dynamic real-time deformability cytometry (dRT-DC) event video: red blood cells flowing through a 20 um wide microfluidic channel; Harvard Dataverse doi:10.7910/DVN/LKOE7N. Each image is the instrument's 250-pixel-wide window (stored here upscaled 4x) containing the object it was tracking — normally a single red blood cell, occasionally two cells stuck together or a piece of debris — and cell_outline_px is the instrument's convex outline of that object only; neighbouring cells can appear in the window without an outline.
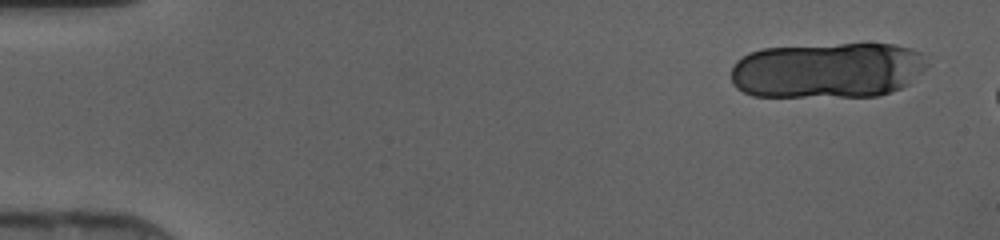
{"species": "human", "species_latin": "Homo sapiens", "temperature_condition": "cold", "stored_images_in_passage": 8, "camera_frame_rate_fps": 3000, "um_per_image_px": 0.085, "donor": {"sex": "female"}, "frame": {"image": 1, "passage_image": 3, "time_ms": 0.667, "image_size_px": [1000, 240], "cell_outline_px": [[932, 56], [928, 64], [908, 84], [900, 88], [876, 96], [752, 96], [736, 88], [732, 84], [732, 68], [736, 60], [748, 52], [760, 48], [840, 44], [892, 44], [912, 48], [924, 52]], "centroid_in_image_um": [70.36, 5.95], "position_along_channel_um": 14.6, "area_um2": 64.22}}